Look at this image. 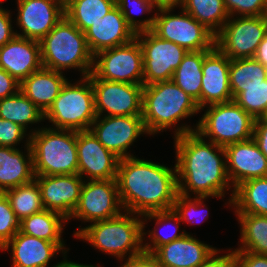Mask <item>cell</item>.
Returning <instances> with one entry per match:
<instances>
[{
    "instance_id": "obj_34",
    "label": "cell",
    "mask_w": 267,
    "mask_h": 267,
    "mask_svg": "<svg viewBox=\"0 0 267 267\" xmlns=\"http://www.w3.org/2000/svg\"><path fill=\"white\" fill-rule=\"evenodd\" d=\"M114 6L116 0H65V16L84 33Z\"/></svg>"
},
{
    "instance_id": "obj_15",
    "label": "cell",
    "mask_w": 267,
    "mask_h": 267,
    "mask_svg": "<svg viewBox=\"0 0 267 267\" xmlns=\"http://www.w3.org/2000/svg\"><path fill=\"white\" fill-rule=\"evenodd\" d=\"M97 116H142L144 85L90 78Z\"/></svg>"
},
{
    "instance_id": "obj_47",
    "label": "cell",
    "mask_w": 267,
    "mask_h": 267,
    "mask_svg": "<svg viewBox=\"0 0 267 267\" xmlns=\"http://www.w3.org/2000/svg\"><path fill=\"white\" fill-rule=\"evenodd\" d=\"M252 138L261 152L267 157V116L255 119Z\"/></svg>"
},
{
    "instance_id": "obj_7",
    "label": "cell",
    "mask_w": 267,
    "mask_h": 267,
    "mask_svg": "<svg viewBox=\"0 0 267 267\" xmlns=\"http://www.w3.org/2000/svg\"><path fill=\"white\" fill-rule=\"evenodd\" d=\"M94 90L88 76L68 79L58 97L45 113V120L55 129L88 131L96 119Z\"/></svg>"
},
{
    "instance_id": "obj_26",
    "label": "cell",
    "mask_w": 267,
    "mask_h": 267,
    "mask_svg": "<svg viewBox=\"0 0 267 267\" xmlns=\"http://www.w3.org/2000/svg\"><path fill=\"white\" fill-rule=\"evenodd\" d=\"M21 148L0 146V192L35 179L31 146Z\"/></svg>"
},
{
    "instance_id": "obj_51",
    "label": "cell",
    "mask_w": 267,
    "mask_h": 267,
    "mask_svg": "<svg viewBox=\"0 0 267 267\" xmlns=\"http://www.w3.org/2000/svg\"><path fill=\"white\" fill-rule=\"evenodd\" d=\"M61 267H79V263H77V261H70L66 258L64 264Z\"/></svg>"
},
{
    "instance_id": "obj_18",
    "label": "cell",
    "mask_w": 267,
    "mask_h": 267,
    "mask_svg": "<svg viewBox=\"0 0 267 267\" xmlns=\"http://www.w3.org/2000/svg\"><path fill=\"white\" fill-rule=\"evenodd\" d=\"M78 174L84 180L116 179L120 158L88 131H77Z\"/></svg>"
},
{
    "instance_id": "obj_4",
    "label": "cell",
    "mask_w": 267,
    "mask_h": 267,
    "mask_svg": "<svg viewBox=\"0 0 267 267\" xmlns=\"http://www.w3.org/2000/svg\"><path fill=\"white\" fill-rule=\"evenodd\" d=\"M81 226L73 231L75 239L116 258L119 263L144 252L142 215L123 211L117 217Z\"/></svg>"
},
{
    "instance_id": "obj_2",
    "label": "cell",
    "mask_w": 267,
    "mask_h": 267,
    "mask_svg": "<svg viewBox=\"0 0 267 267\" xmlns=\"http://www.w3.org/2000/svg\"><path fill=\"white\" fill-rule=\"evenodd\" d=\"M116 182L122 208L143 215L173 208L178 193L176 164L130 156L118 163Z\"/></svg>"
},
{
    "instance_id": "obj_9",
    "label": "cell",
    "mask_w": 267,
    "mask_h": 267,
    "mask_svg": "<svg viewBox=\"0 0 267 267\" xmlns=\"http://www.w3.org/2000/svg\"><path fill=\"white\" fill-rule=\"evenodd\" d=\"M161 7L156 11L152 32L187 51L212 50L215 35L181 7Z\"/></svg>"
},
{
    "instance_id": "obj_44",
    "label": "cell",
    "mask_w": 267,
    "mask_h": 267,
    "mask_svg": "<svg viewBox=\"0 0 267 267\" xmlns=\"http://www.w3.org/2000/svg\"><path fill=\"white\" fill-rule=\"evenodd\" d=\"M0 6V47L4 46L7 42L16 36L14 20L12 18L14 11ZM14 28V29H13Z\"/></svg>"
},
{
    "instance_id": "obj_37",
    "label": "cell",
    "mask_w": 267,
    "mask_h": 267,
    "mask_svg": "<svg viewBox=\"0 0 267 267\" xmlns=\"http://www.w3.org/2000/svg\"><path fill=\"white\" fill-rule=\"evenodd\" d=\"M116 6L135 33L152 30L158 9L152 0H116ZM137 15H142V19H137Z\"/></svg>"
},
{
    "instance_id": "obj_42",
    "label": "cell",
    "mask_w": 267,
    "mask_h": 267,
    "mask_svg": "<svg viewBox=\"0 0 267 267\" xmlns=\"http://www.w3.org/2000/svg\"><path fill=\"white\" fill-rule=\"evenodd\" d=\"M230 17L267 15V0H224Z\"/></svg>"
},
{
    "instance_id": "obj_28",
    "label": "cell",
    "mask_w": 267,
    "mask_h": 267,
    "mask_svg": "<svg viewBox=\"0 0 267 267\" xmlns=\"http://www.w3.org/2000/svg\"><path fill=\"white\" fill-rule=\"evenodd\" d=\"M0 118L20 125L30 135L41 128V122H46L45 114L20 90L15 95L0 99ZM33 124H38V127H32Z\"/></svg>"
},
{
    "instance_id": "obj_29",
    "label": "cell",
    "mask_w": 267,
    "mask_h": 267,
    "mask_svg": "<svg viewBox=\"0 0 267 267\" xmlns=\"http://www.w3.org/2000/svg\"><path fill=\"white\" fill-rule=\"evenodd\" d=\"M230 207L233 213L267 216V177L254 178L239 184L234 189Z\"/></svg>"
},
{
    "instance_id": "obj_43",
    "label": "cell",
    "mask_w": 267,
    "mask_h": 267,
    "mask_svg": "<svg viewBox=\"0 0 267 267\" xmlns=\"http://www.w3.org/2000/svg\"><path fill=\"white\" fill-rule=\"evenodd\" d=\"M225 250L218 248L197 267H236V259L232 247ZM223 253V254H222Z\"/></svg>"
},
{
    "instance_id": "obj_35",
    "label": "cell",
    "mask_w": 267,
    "mask_h": 267,
    "mask_svg": "<svg viewBox=\"0 0 267 267\" xmlns=\"http://www.w3.org/2000/svg\"><path fill=\"white\" fill-rule=\"evenodd\" d=\"M229 76L234 99L245 87L263 84L267 79V68L254 57L230 59Z\"/></svg>"
},
{
    "instance_id": "obj_5",
    "label": "cell",
    "mask_w": 267,
    "mask_h": 267,
    "mask_svg": "<svg viewBox=\"0 0 267 267\" xmlns=\"http://www.w3.org/2000/svg\"><path fill=\"white\" fill-rule=\"evenodd\" d=\"M39 43L44 68L62 73L73 69L79 72L80 77L92 72L94 55L85 34L66 16Z\"/></svg>"
},
{
    "instance_id": "obj_24",
    "label": "cell",
    "mask_w": 267,
    "mask_h": 267,
    "mask_svg": "<svg viewBox=\"0 0 267 267\" xmlns=\"http://www.w3.org/2000/svg\"><path fill=\"white\" fill-rule=\"evenodd\" d=\"M217 249L189 233L160 246L153 255L161 267H197Z\"/></svg>"
},
{
    "instance_id": "obj_1",
    "label": "cell",
    "mask_w": 267,
    "mask_h": 267,
    "mask_svg": "<svg viewBox=\"0 0 267 267\" xmlns=\"http://www.w3.org/2000/svg\"><path fill=\"white\" fill-rule=\"evenodd\" d=\"M178 193L187 196L225 197L229 207L234 195L226 172L225 148L196 131L173 138Z\"/></svg>"
},
{
    "instance_id": "obj_46",
    "label": "cell",
    "mask_w": 267,
    "mask_h": 267,
    "mask_svg": "<svg viewBox=\"0 0 267 267\" xmlns=\"http://www.w3.org/2000/svg\"><path fill=\"white\" fill-rule=\"evenodd\" d=\"M19 88L20 82L0 68V99L15 95Z\"/></svg>"
},
{
    "instance_id": "obj_25",
    "label": "cell",
    "mask_w": 267,
    "mask_h": 267,
    "mask_svg": "<svg viewBox=\"0 0 267 267\" xmlns=\"http://www.w3.org/2000/svg\"><path fill=\"white\" fill-rule=\"evenodd\" d=\"M67 80L65 73L42 67L22 80L19 90L45 114Z\"/></svg>"
},
{
    "instance_id": "obj_21",
    "label": "cell",
    "mask_w": 267,
    "mask_h": 267,
    "mask_svg": "<svg viewBox=\"0 0 267 267\" xmlns=\"http://www.w3.org/2000/svg\"><path fill=\"white\" fill-rule=\"evenodd\" d=\"M230 59L216 46L204 57L202 65L201 109L233 100L230 89Z\"/></svg>"
},
{
    "instance_id": "obj_14",
    "label": "cell",
    "mask_w": 267,
    "mask_h": 267,
    "mask_svg": "<svg viewBox=\"0 0 267 267\" xmlns=\"http://www.w3.org/2000/svg\"><path fill=\"white\" fill-rule=\"evenodd\" d=\"M89 130L120 159L135 156L131 146L140 136H149L142 116H97Z\"/></svg>"
},
{
    "instance_id": "obj_48",
    "label": "cell",
    "mask_w": 267,
    "mask_h": 267,
    "mask_svg": "<svg viewBox=\"0 0 267 267\" xmlns=\"http://www.w3.org/2000/svg\"><path fill=\"white\" fill-rule=\"evenodd\" d=\"M118 267H161L153 254L143 252L137 256L130 257Z\"/></svg>"
},
{
    "instance_id": "obj_39",
    "label": "cell",
    "mask_w": 267,
    "mask_h": 267,
    "mask_svg": "<svg viewBox=\"0 0 267 267\" xmlns=\"http://www.w3.org/2000/svg\"><path fill=\"white\" fill-rule=\"evenodd\" d=\"M254 119L267 116V79L261 85L247 86L234 99Z\"/></svg>"
},
{
    "instance_id": "obj_19",
    "label": "cell",
    "mask_w": 267,
    "mask_h": 267,
    "mask_svg": "<svg viewBox=\"0 0 267 267\" xmlns=\"http://www.w3.org/2000/svg\"><path fill=\"white\" fill-rule=\"evenodd\" d=\"M44 209L69 219L78 205L84 179L79 174L35 176Z\"/></svg>"
},
{
    "instance_id": "obj_16",
    "label": "cell",
    "mask_w": 267,
    "mask_h": 267,
    "mask_svg": "<svg viewBox=\"0 0 267 267\" xmlns=\"http://www.w3.org/2000/svg\"><path fill=\"white\" fill-rule=\"evenodd\" d=\"M16 35L40 41L65 16V0H15Z\"/></svg>"
},
{
    "instance_id": "obj_20",
    "label": "cell",
    "mask_w": 267,
    "mask_h": 267,
    "mask_svg": "<svg viewBox=\"0 0 267 267\" xmlns=\"http://www.w3.org/2000/svg\"><path fill=\"white\" fill-rule=\"evenodd\" d=\"M224 148L226 172L234 189L247 180L267 177V157L253 138L229 144Z\"/></svg>"
},
{
    "instance_id": "obj_3",
    "label": "cell",
    "mask_w": 267,
    "mask_h": 267,
    "mask_svg": "<svg viewBox=\"0 0 267 267\" xmlns=\"http://www.w3.org/2000/svg\"><path fill=\"white\" fill-rule=\"evenodd\" d=\"M199 113L197 102L172 80L143 86L142 119L149 137L168 129L173 132L172 138L196 131L197 120L191 126L183 121Z\"/></svg>"
},
{
    "instance_id": "obj_22",
    "label": "cell",
    "mask_w": 267,
    "mask_h": 267,
    "mask_svg": "<svg viewBox=\"0 0 267 267\" xmlns=\"http://www.w3.org/2000/svg\"><path fill=\"white\" fill-rule=\"evenodd\" d=\"M84 34L93 55L105 49L128 44L136 38V33L127 24L117 6L99 18Z\"/></svg>"
},
{
    "instance_id": "obj_12",
    "label": "cell",
    "mask_w": 267,
    "mask_h": 267,
    "mask_svg": "<svg viewBox=\"0 0 267 267\" xmlns=\"http://www.w3.org/2000/svg\"><path fill=\"white\" fill-rule=\"evenodd\" d=\"M136 39L143 53V85L172 80L188 51L159 38L151 30L136 33Z\"/></svg>"
},
{
    "instance_id": "obj_31",
    "label": "cell",
    "mask_w": 267,
    "mask_h": 267,
    "mask_svg": "<svg viewBox=\"0 0 267 267\" xmlns=\"http://www.w3.org/2000/svg\"><path fill=\"white\" fill-rule=\"evenodd\" d=\"M211 50L188 51L175 70L172 81L197 102L201 109L202 65Z\"/></svg>"
},
{
    "instance_id": "obj_27",
    "label": "cell",
    "mask_w": 267,
    "mask_h": 267,
    "mask_svg": "<svg viewBox=\"0 0 267 267\" xmlns=\"http://www.w3.org/2000/svg\"><path fill=\"white\" fill-rule=\"evenodd\" d=\"M142 221L143 250L146 253L153 254L160 246L189 234L185 229L181 231L182 222L173 209L143 214ZM152 221H155L153 228L150 230L148 228V230H146L145 228H147L148 222L150 223ZM160 229H162V231Z\"/></svg>"
},
{
    "instance_id": "obj_36",
    "label": "cell",
    "mask_w": 267,
    "mask_h": 267,
    "mask_svg": "<svg viewBox=\"0 0 267 267\" xmlns=\"http://www.w3.org/2000/svg\"><path fill=\"white\" fill-rule=\"evenodd\" d=\"M4 193L19 221L44 210L40 188L35 179L30 183L7 189Z\"/></svg>"
},
{
    "instance_id": "obj_10",
    "label": "cell",
    "mask_w": 267,
    "mask_h": 267,
    "mask_svg": "<svg viewBox=\"0 0 267 267\" xmlns=\"http://www.w3.org/2000/svg\"><path fill=\"white\" fill-rule=\"evenodd\" d=\"M88 77L143 85V53L139 41L135 38L128 44L96 53Z\"/></svg>"
},
{
    "instance_id": "obj_52",
    "label": "cell",
    "mask_w": 267,
    "mask_h": 267,
    "mask_svg": "<svg viewBox=\"0 0 267 267\" xmlns=\"http://www.w3.org/2000/svg\"><path fill=\"white\" fill-rule=\"evenodd\" d=\"M79 267H103L102 265L99 266L98 264H84V263H79Z\"/></svg>"
},
{
    "instance_id": "obj_32",
    "label": "cell",
    "mask_w": 267,
    "mask_h": 267,
    "mask_svg": "<svg viewBox=\"0 0 267 267\" xmlns=\"http://www.w3.org/2000/svg\"><path fill=\"white\" fill-rule=\"evenodd\" d=\"M67 223L63 215L44 209L20 221V231L46 241L66 242L63 233Z\"/></svg>"
},
{
    "instance_id": "obj_17",
    "label": "cell",
    "mask_w": 267,
    "mask_h": 267,
    "mask_svg": "<svg viewBox=\"0 0 267 267\" xmlns=\"http://www.w3.org/2000/svg\"><path fill=\"white\" fill-rule=\"evenodd\" d=\"M65 245V242L46 241L19 230L0 251L9 252L11 267H61L69 257L70 249ZM60 254L63 260L50 266L51 260L53 262Z\"/></svg>"
},
{
    "instance_id": "obj_50",
    "label": "cell",
    "mask_w": 267,
    "mask_h": 267,
    "mask_svg": "<svg viewBox=\"0 0 267 267\" xmlns=\"http://www.w3.org/2000/svg\"><path fill=\"white\" fill-rule=\"evenodd\" d=\"M158 8L161 7H180L183 0H152Z\"/></svg>"
},
{
    "instance_id": "obj_11",
    "label": "cell",
    "mask_w": 267,
    "mask_h": 267,
    "mask_svg": "<svg viewBox=\"0 0 267 267\" xmlns=\"http://www.w3.org/2000/svg\"><path fill=\"white\" fill-rule=\"evenodd\" d=\"M267 34V15L229 17L215 36V46L229 59L254 57Z\"/></svg>"
},
{
    "instance_id": "obj_23",
    "label": "cell",
    "mask_w": 267,
    "mask_h": 267,
    "mask_svg": "<svg viewBox=\"0 0 267 267\" xmlns=\"http://www.w3.org/2000/svg\"><path fill=\"white\" fill-rule=\"evenodd\" d=\"M42 67L40 43L37 40L16 35L0 47V68L19 82Z\"/></svg>"
},
{
    "instance_id": "obj_38",
    "label": "cell",
    "mask_w": 267,
    "mask_h": 267,
    "mask_svg": "<svg viewBox=\"0 0 267 267\" xmlns=\"http://www.w3.org/2000/svg\"><path fill=\"white\" fill-rule=\"evenodd\" d=\"M209 198L223 200L225 197L187 196L177 193L172 209L179 216L182 223H187L193 227V225L201 224L209 219V210L206 203H204Z\"/></svg>"
},
{
    "instance_id": "obj_13",
    "label": "cell",
    "mask_w": 267,
    "mask_h": 267,
    "mask_svg": "<svg viewBox=\"0 0 267 267\" xmlns=\"http://www.w3.org/2000/svg\"><path fill=\"white\" fill-rule=\"evenodd\" d=\"M123 211L116 179L85 180L78 205L68 222L76 219L87 225L117 217Z\"/></svg>"
},
{
    "instance_id": "obj_40",
    "label": "cell",
    "mask_w": 267,
    "mask_h": 267,
    "mask_svg": "<svg viewBox=\"0 0 267 267\" xmlns=\"http://www.w3.org/2000/svg\"><path fill=\"white\" fill-rule=\"evenodd\" d=\"M20 230V221L4 192H0V249Z\"/></svg>"
},
{
    "instance_id": "obj_30",
    "label": "cell",
    "mask_w": 267,
    "mask_h": 267,
    "mask_svg": "<svg viewBox=\"0 0 267 267\" xmlns=\"http://www.w3.org/2000/svg\"><path fill=\"white\" fill-rule=\"evenodd\" d=\"M233 215H236L240 226L238 247L233 250L267 255V216L248 213Z\"/></svg>"
},
{
    "instance_id": "obj_49",
    "label": "cell",
    "mask_w": 267,
    "mask_h": 267,
    "mask_svg": "<svg viewBox=\"0 0 267 267\" xmlns=\"http://www.w3.org/2000/svg\"><path fill=\"white\" fill-rule=\"evenodd\" d=\"M254 58L267 68V34L260 42Z\"/></svg>"
},
{
    "instance_id": "obj_6",
    "label": "cell",
    "mask_w": 267,
    "mask_h": 267,
    "mask_svg": "<svg viewBox=\"0 0 267 267\" xmlns=\"http://www.w3.org/2000/svg\"><path fill=\"white\" fill-rule=\"evenodd\" d=\"M41 126L30 135L35 176L78 174L77 131Z\"/></svg>"
},
{
    "instance_id": "obj_33",
    "label": "cell",
    "mask_w": 267,
    "mask_h": 267,
    "mask_svg": "<svg viewBox=\"0 0 267 267\" xmlns=\"http://www.w3.org/2000/svg\"><path fill=\"white\" fill-rule=\"evenodd\" d=\"M180 7L215 36L230 17L224 0H183Z\"/></svg>"
},
{
    "instance_id": "obj_41",
    "label": "cell",
    "mask_w": 267,
    "mask_h": 267,
    "mask_svg": "<svg viewBox=\"0 0 267 267\" xmlns=\"http://www.w3.org/2000/svg\"><path fill=\"white\" fill-rule=\"evenodd\" d=\"M21 142L23 147L30 145V134L20 125L0 118V146L16 148Z\"/></svg>"
},
{
    "instance_id": "obj_53",
    "label": "cell",
    "mask_w": 267,
    "mask_h": 267,
    "mask_svg": "<svg viewBox=\"0 0 267 267\" xmlns=\"http://www.w3.org/2000/svg\"><path fill=\"white\" fill-rule=\"evenodd\" d=\"M4 0H0V6H2V4H4V2H3Z\"/></svg>"
},
{
    "instance_id": "obj_8",
    "label": "cell",
    "mask_w": 267,
    "mask_h": 267,
    "mask_svg": "<svg viewBox=\"0 0 267 267\" xmlns=\"http://www.w3.org/2000/svg\"><path fill=\"white\" fill-rule=\"evenodd\" d=\"M201 113L196 132L204 139L223 147L252 139L255 119L235 101L206 106Z\"/></svg>"
},
{
    "instance_id": "obj_45",
    "label": "cell",
    "mask_w": 267,
    "mask_h": 267,
    "mask_svg": "<svg viewBox=\"0 0 267 267\" xmlns=\"http://www.w3.org/2000/svg\"><path fill=\"white\" fill-rule=\"evenodd\" d=\"M236 267H267V255L248 251H234Z\"/></svg>"
}]
</instances>
